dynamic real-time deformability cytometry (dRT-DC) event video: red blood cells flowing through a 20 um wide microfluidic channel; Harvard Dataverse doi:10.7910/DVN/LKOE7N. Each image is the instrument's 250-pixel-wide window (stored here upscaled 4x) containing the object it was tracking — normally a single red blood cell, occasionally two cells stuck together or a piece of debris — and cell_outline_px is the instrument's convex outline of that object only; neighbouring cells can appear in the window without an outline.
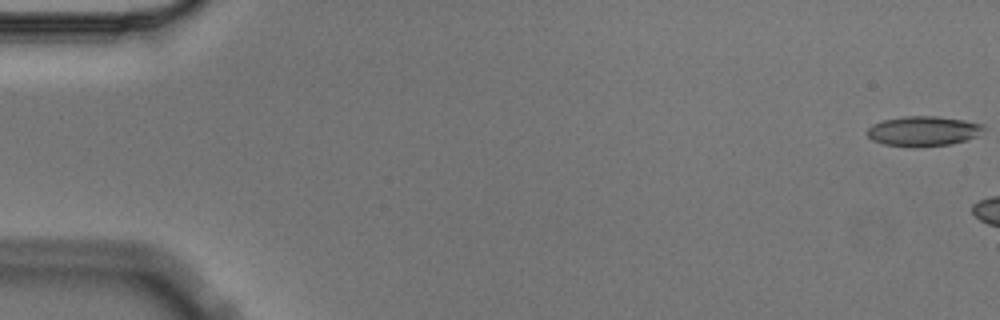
{"species": "Egyptian fruit bat (a non-hibernating species)", "species_latin": "Rousettus aegyptiacus", "temperature_condition": "cold", "stored_images_in_passage": 3, "camera_frame_rate_fps": 3000, "um_per_image_px": 0.085, "animal": {"sex": "male"}, "frame": {"image": 1, "passage_image": 1, "time_ms": 0.0, "image_size_px": [1000, 320], "cell_outline_px": [[984, 128], [976, 136], [952, 144], [916, 148], [912, 148], [884, 144], [872, 140], [868, 136], [868, 128], [872, 124], [884, 120], [904, 116], [936, 116], [964, 120], [984, 124]], "centroid_in_image_um": [78.46, 11.15], "position_along_channel_um": 6.5, "area_um2": 20.4}}